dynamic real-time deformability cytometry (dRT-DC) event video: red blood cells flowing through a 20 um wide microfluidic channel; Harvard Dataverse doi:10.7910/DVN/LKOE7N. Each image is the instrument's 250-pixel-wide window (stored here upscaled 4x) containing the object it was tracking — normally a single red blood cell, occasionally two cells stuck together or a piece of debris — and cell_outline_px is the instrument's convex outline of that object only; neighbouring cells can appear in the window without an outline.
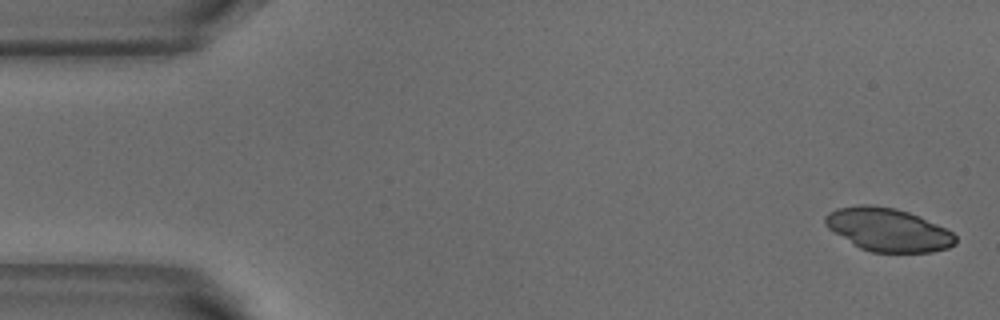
{"species": "common noctule bat (a hibernating species)", "species_latin": "Nyctalus noctula", "temperature_condition": "warm", "stored_images_in_passage": 5, "camera_frame_rate_fps": 3000, "um_per_image_px": 0.085, "animal": {"sex": "male", "body_mass_g": 18.8}, "frame": {"image": 1, "passage_image": 1, "time_ms": 0.0, "image_size_px": [1000, 320], "cell_outline_px": [[956, 244], [948, 248], [932, 252], [872, 252], [860, 248], [828, 228], [824, 224], [824, 216], [828, 212], [836, 208], [860, 204], [872, 204], [896, 208], [920, 216], [952, 232], [956, 236]], "centroid_in_image_um": [75.47, 19.51], "position_along_channel_um": 9.5, "area_um2": 32.83}}